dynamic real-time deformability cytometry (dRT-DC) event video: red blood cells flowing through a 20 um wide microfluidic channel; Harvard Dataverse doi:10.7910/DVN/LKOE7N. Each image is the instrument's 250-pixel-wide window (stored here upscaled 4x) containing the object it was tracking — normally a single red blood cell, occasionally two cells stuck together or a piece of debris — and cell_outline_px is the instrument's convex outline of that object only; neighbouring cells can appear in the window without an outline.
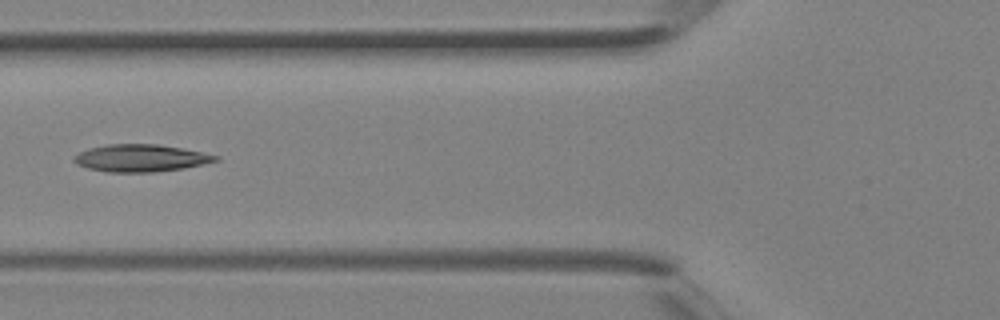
{"species": "Egyptian fruit bat (a non-hibernating species)", "species_latin": "Rousettus aegyptiacus", "temperature_condition": "room temperature", "stored_images_in_passage": 3, "camera_frame_rate_fps": 3000, "um_per_image_px": 0.085, "animal": {"sex": "female"}, "frame": {"image": 1, "passage_image": 3, "time_ms": 0.667, "image_size_px": [1000, 320], "cell_outline_px": [[220, 160], [184, 168], [152, 172], [108, 172], [88, 168], [76, 164], [72, 160], [72, 156], [88, 148], [108, 144], [160, 144], [220, 156]], "centroid_in_image_um": [11.92, 13.43], "position_along_channel_um": 113.9, "area_um2": 22.48}}